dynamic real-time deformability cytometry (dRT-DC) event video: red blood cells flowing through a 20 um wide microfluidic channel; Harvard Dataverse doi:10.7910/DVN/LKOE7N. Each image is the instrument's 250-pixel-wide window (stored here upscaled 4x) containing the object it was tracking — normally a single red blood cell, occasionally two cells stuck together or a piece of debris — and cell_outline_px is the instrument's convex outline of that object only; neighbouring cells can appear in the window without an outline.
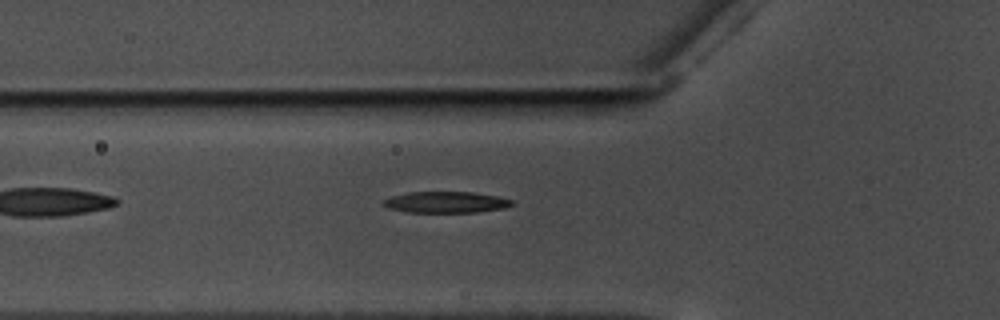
{"species": "common noctule bat (a hibernating species)", "species_latin": "Nyctalus noctula", "temperature_condition": "warm", "stored_images_in_passage": 34, "camera_frame_rate_fps": 3000, "um_per_image_px": 0.085, "animal": {"sex": "male", "body_mass_g": 17.5, "forearm_length_mm": 52.3}, "frame": {"image": 1, "passage_image": 2, "time_ms": 0.333, "image_size_px": [1000, 320], "cell_outline_px": [[516, 204], [504, 208], [476, 212], [412, 212], [388, 208], [380, 204], [384, 200], [392, 196], [408, 192], [472, 192], [496, 196], [512, 200]], "centroid_in_image_um": [37.91, 17.18], "position_along_channel_um": 87.9, "area_um2": 15.84}}
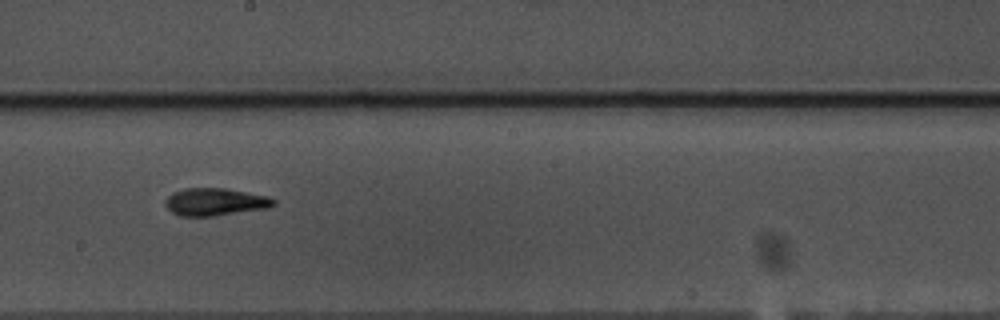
{"frame": {"image": 2, "passage_image": 14, "time_ms": 4.333, "image_size_px": [1000, 320], "cell_outline_px": [[276, 204], [268, 208], [216, 216], [180, 216], [172, 212], [164, 204], [164, 200], [172, 192], [184, 188], [224, 188], [268, 196], [276, 200]], "centroid_in_image_um": [18.28, 17.16], "position_along_channel_um": 229.9, "area_um2": 17.51}}
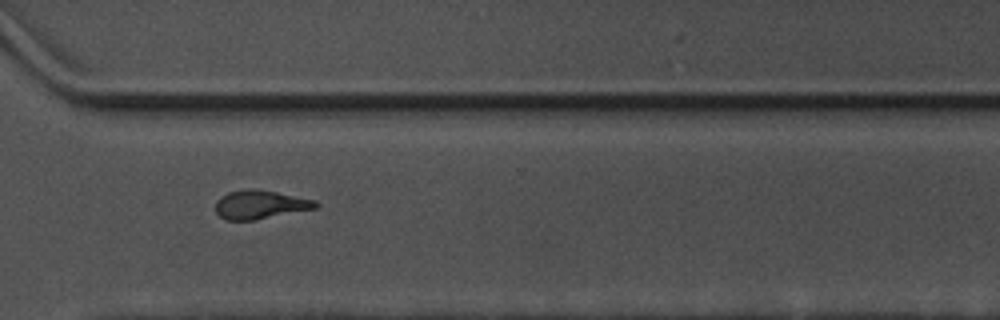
{"frame": {"image": 3, "passage_image": 24, "time_ms": 7.667, "image_size_px": [1000, 320], "cell_outline_px": [[320, 204], [316, 208], [252, 220], [228, 220], [220, 216], [216, 212], [216, 200], [220, 196], [228, 192], [248, 188], [256, 188], [316, 200]], "centroid_in_image_um": [22.1, 17.37], "position_along_channel_um": 348.5, "area_um2": 16.65}}